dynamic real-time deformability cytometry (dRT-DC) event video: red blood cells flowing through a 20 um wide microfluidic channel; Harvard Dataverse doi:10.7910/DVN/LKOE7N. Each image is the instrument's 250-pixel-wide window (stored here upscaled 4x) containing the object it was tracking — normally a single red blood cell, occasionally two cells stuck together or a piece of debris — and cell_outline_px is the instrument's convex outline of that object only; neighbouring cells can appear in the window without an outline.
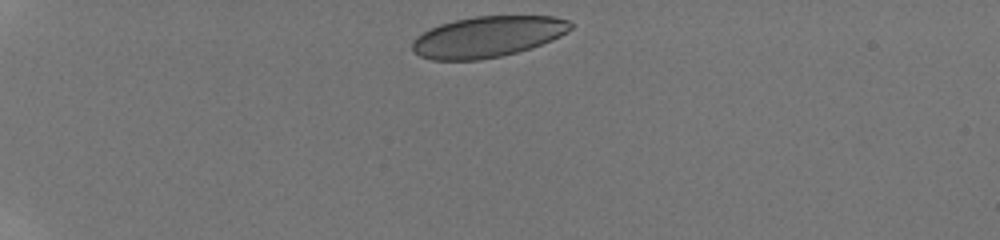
{"species": "human", "species_latin": "Homo sapiens", "temperature_condition": "room temperature", "stored_images_in_passage": 37, "camera_frame_rate_fps": 3000, "um_per_image_px": 0.085, "donor": {"sex": "male"}, "frame": {"image": 1, "passage_image": 1, "time_ms": 0.0, "image_size_px": [1000, 240], "cell_outline_px": [[572, 28], [560, 36], [552, 40], [532, 48], [500, 56], [480, 60], [432, 60], [420, 56], [412, 52], [412, 40], [416, 36], [440, 24], [456, 20], [476, 16], [552, 16], [568, 20], [572, 24]], "centroid_in_image_um": [41.43, 3.13], "position_along_channel_um": 43.6, "area_um2": 37.74}}
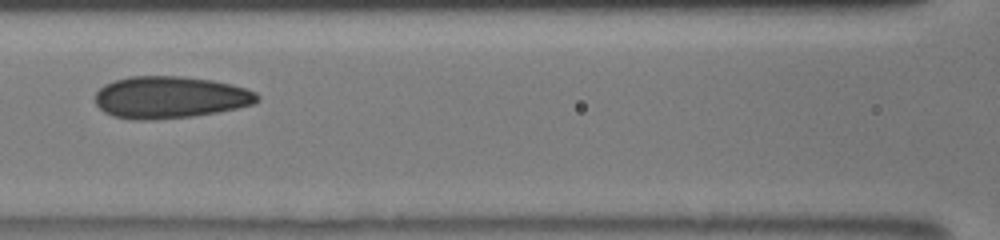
{"frame": {"image": 2, "passage_image": 13, "time_ms": 4.333, "image_size_px": [1000, 240], "cell_outline_px": [[260, 100], [256, 104], [216, 112], [192, 116], [156, 120], [136, 120], [112, 116], [104, 112], [96, 104], [96, 92], [104, 84], [128, 76], [180, 76], [212, 80], [232, 84], [256, 92], [260, 96]], "centroid_in_image_um": [14.46, 8.27], "position_along_channel_um": 152.1, "area_um2": 39.88}}
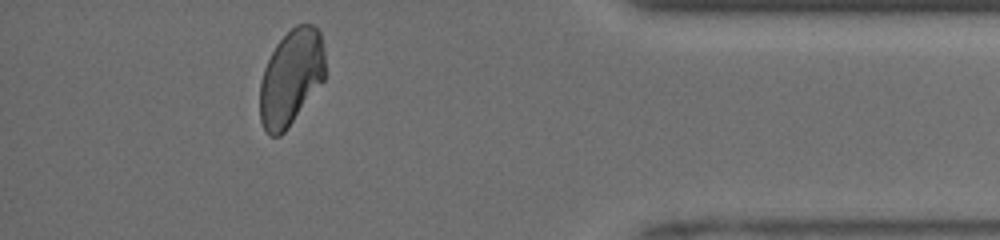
{"frame": {"image": 3, "passage_image": 33, "time_ms": 11.333, "image_size_px": [1000, 240], "cell_outline_px": [[324, 80], [288, 128], [280, 136], [268, 136], [260, 120], [260, 80], [264, 68], [276, 44], [296, 24], [312, 24], [320, 32], [324, 52]], "centroid_in_image_um": [24.73, 6.61], "position_along_channel_um": 410.5, "area_um2": 36.36}, "authors_computed_cell_mechanics": {"area_um2": 38.4948, "velocity_mm_per_s": 4.0735, "shape_relaxation_time_tau1_ms": 8.496, "shape_relaxation_time_tau2_ms": 1.0186, "deformation_change_tau1": 0.1603, "deformation_change_tau2": 0.0607}}